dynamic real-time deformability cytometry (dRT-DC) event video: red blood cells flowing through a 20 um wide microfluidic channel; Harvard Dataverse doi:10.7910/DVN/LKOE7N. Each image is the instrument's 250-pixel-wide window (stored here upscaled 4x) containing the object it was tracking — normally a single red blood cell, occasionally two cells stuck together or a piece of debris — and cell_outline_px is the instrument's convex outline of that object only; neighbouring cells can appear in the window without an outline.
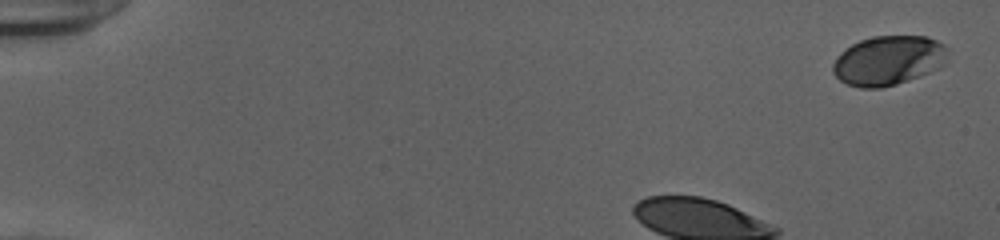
{"species": "human", "species_latin": "Homo sapiens", "temperature_condition": "cold", "stored_images_in_passage": 38, "camera_frame_rate_fps": 3000, "um_per_image_px": 0.085, "donor": {"sex": "female"}, "frame": {"image": 1, "passage_image": 1, "time_ms": 0.0, "image_size_px": [1000, 240], "cell_outline_px": [[948, 48], [944, 64], [940, 68], [908, 80], [896, 84], [880, 88], [860, 88], [848, 84], [840, 80], [832, 72], [832, 64], [836, 56], [840, 52], [852, 44], [860, 40], [872, 36], [928, 36], [944, 44]], "centroid_in_image_um": [75.5, 5.13], "position_along_channel_um": 9.5, "area_um2": 33.29}}
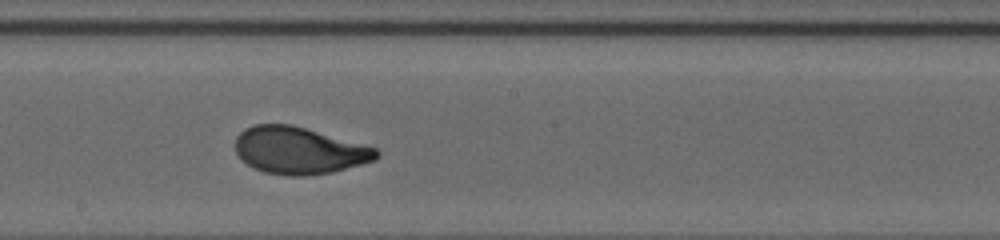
{"frame": {"image": 2, "passage_image": 24, "time_ms": 7.667, "image_size_px": [1000, 240], "cell_outline_px": [[380, 156], [376, 160], [332, 172], [304, 176], [288, 176], [264, 172], [252, 168], [236, 152], [236, 136], [244, 128], [256, 124], [292, 124], [364, 144], [376, 148], [380, 152]], "centroid_in_image_um": [25.44, 12.79], "position_along_channel_um": 222.8, "area_um2": 38.78}}
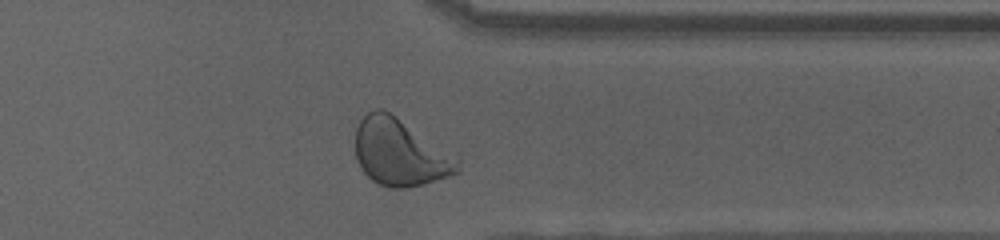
{"frame": {"image": 3, "passage_image": 36, "time_ms": 11.667, "image_size_px": [1000, 240], "cell_outline_px": [[460, 172], [424, 184], [408, 188], [388, 188], [372, 180], [360, 168], [356, 160], [356, 128], [360, 120], [368, 112], [376, 108], [384, 108], [460, 156]], "centroid_in_image_um": [34.05, 12.95], "position_along_channel_um": 377.4, "area_um2": 40.69}, "authors_computed_cell_mechanics": {"area_um2": 38.2925, "velocity_mm_per_s": 3.9011, "shape_relaxation_time_tau1_ms": 3.0064, "shape_relaxation_time_tau2_ms": null, "deformation_change_tau1": 0.1753, "deformation_change_tau2": null}}